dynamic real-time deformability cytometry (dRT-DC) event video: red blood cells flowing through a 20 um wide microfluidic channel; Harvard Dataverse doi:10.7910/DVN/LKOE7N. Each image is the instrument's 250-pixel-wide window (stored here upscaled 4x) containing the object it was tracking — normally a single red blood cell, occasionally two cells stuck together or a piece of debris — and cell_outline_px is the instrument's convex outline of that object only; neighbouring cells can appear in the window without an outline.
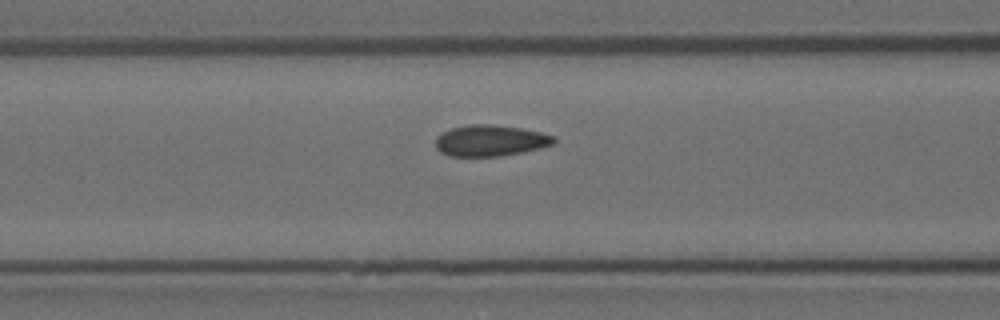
{"species": "Egyptian fruit bat (a non-hibernating species)", "species_latin": "Rousettus aegyptiacus", "temperature_condition": "room temperature", "stored_images_in_passage": 17, "camera_frame_rate_fps": 3000, "um_per_image_px": 0.085, "animal": {"sex": "female"}, "frame": {"image": 1, "passage_image": 15, "time_ms": 4.667, "image_size_px": [1000, 320], "cell_outline_px": [[556, 144], [540, 148], [500, 156], [448, 156], [440, 152], [436, 148], [436, 136], [452, 128], [468, 124], [488, 124], [520, 128], [540, 132], [556, 136]], "centroid_in_image_um": [41.69, 11.95], "position_along_channel_um": 124.9, "area_um2": 21.5}}